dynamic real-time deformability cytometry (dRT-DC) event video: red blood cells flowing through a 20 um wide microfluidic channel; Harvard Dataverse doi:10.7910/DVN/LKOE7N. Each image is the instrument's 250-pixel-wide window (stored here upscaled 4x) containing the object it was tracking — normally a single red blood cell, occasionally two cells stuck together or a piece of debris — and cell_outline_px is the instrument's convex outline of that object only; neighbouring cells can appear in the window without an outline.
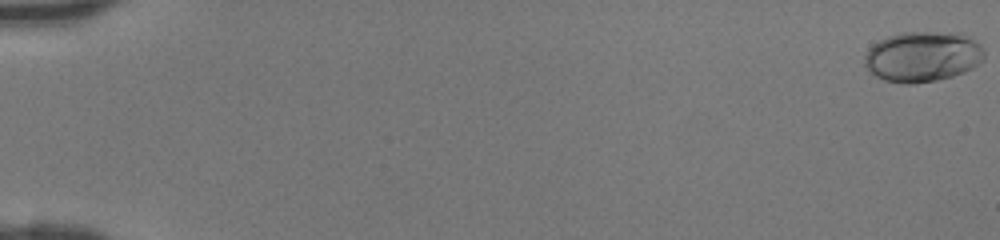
{"species": "human", "species_latin": "Homo sapiens", "temperature_condition": "room temperature", "stored_images_in_passage": 47, "camera_frame_rate_fps": 3000, "um_per_image_px": 0.085, "donor": {"sex": "female"}, "frame": {"image": 1, "passage_image": 1, "time_ms": 0.0, "image_size_px": [1000, 240], "cell_outline_px": [[984, 60], [972, 68], [964, 72], [952, 76], [936, 80], [912, 84], [904, 84], [884, 80], [876, 76], [864, 64], [864, 56], [868, 48], [872, 44], [888, 36], [900, 32], [960, 32], [972, 36], [984, 48]], "centroid_in_image_um": [78.45, 4.79], "position_along_channel_um": 6.5, "area_um2": 35.66}}
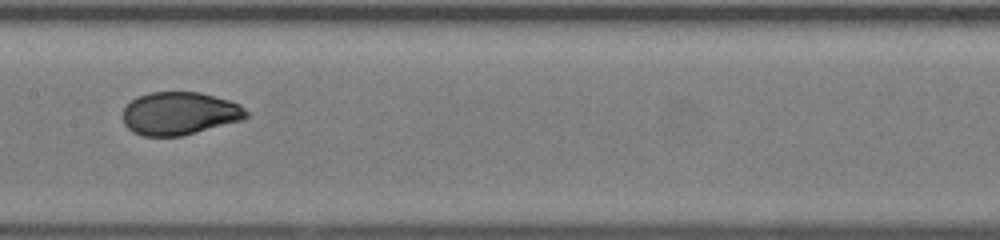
{"frame": {"image": 2, "passage_image": 26, "time_ms": 8.333, "image_size_px": [1000, 240], "cell_outline_px": [[248, 116], [244, 120], [180, 136], [144, 136], [132, 132], [124, 124], [124, 108], [136, 96], [148, 92], [200, 92], [228, 100], [240, 104], [248, 112]], "centroid_in_image_um": [15.27, 9.64], "position_along_channel_um": 192.1, "area_um2": 30.92}}
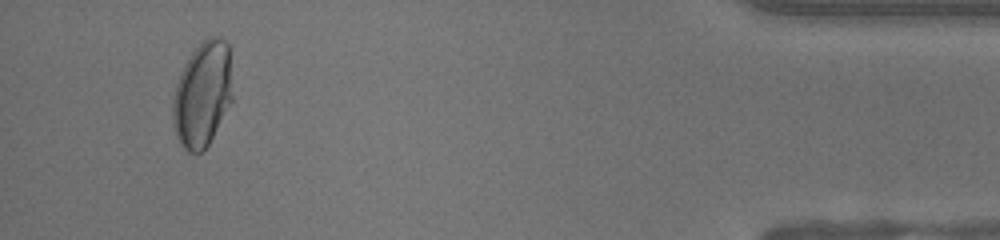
{"frame": {"image": 3, "passage_image": 45, "time_ms": 14.667, "image_size_px": [1000, 240], "cell_outline_px": [[232, 100], [208, 144], [200, 152], [188, 152], [180, 144], [176, 136], [172, 116], [172, 100], [176, 84], [180, 72], [184, 64], [192, 52], [208, 36], [220, 36], [228, 44], [232, 96]], "centroid_in_image_um": [17.19, 8.0], "position_along_channel_um": 418.0, "area_um2": 36.36}}